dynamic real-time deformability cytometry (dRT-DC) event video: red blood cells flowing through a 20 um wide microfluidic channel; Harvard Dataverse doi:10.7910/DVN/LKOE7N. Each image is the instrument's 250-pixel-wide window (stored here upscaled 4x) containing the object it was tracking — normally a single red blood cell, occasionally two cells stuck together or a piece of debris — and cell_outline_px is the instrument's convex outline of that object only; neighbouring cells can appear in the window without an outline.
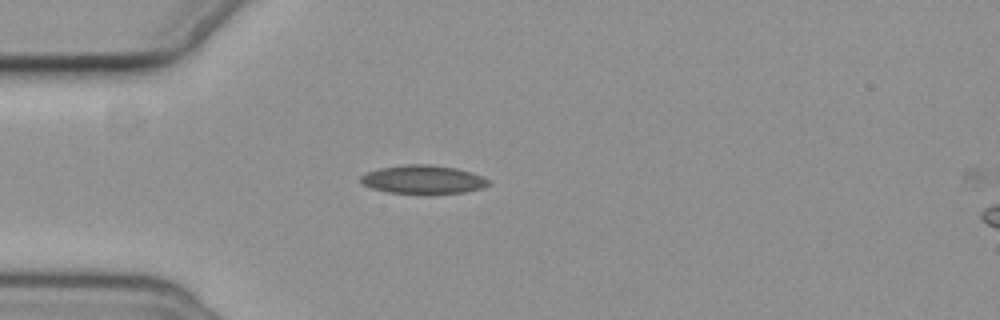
{"species": "common noctule bat (a hibernating species)", "species_latin": "Nyctalus noctula", "temperature_condition": "cold", "stored_images_in_passage": 5, "camera_frame_rate_fps": 3000, "um_per_image_px": 0.085, "animal": {"sex": "female", "body_mass_g": 19.3, "forearm_length_mm": 54.1}, "frame": {"image": 1, "passage_image": 4, "time_ms": 5.0, "image_size_px": [1000, 320], "cell_outline_px": [[492, 184], [484, 188], [464, 192], [428, 196], [388, 192], [372, 188], [360, 184], [360, 176], [368, 172], [380, 168], [408, 164], [432, 164], [456, 168], [472, 172], [484, 176], [492, 180]], "centroid_in_image_um": [36.04, 15.29], "position_along_channel_um": 49.0, "area_um2": 22.2}}